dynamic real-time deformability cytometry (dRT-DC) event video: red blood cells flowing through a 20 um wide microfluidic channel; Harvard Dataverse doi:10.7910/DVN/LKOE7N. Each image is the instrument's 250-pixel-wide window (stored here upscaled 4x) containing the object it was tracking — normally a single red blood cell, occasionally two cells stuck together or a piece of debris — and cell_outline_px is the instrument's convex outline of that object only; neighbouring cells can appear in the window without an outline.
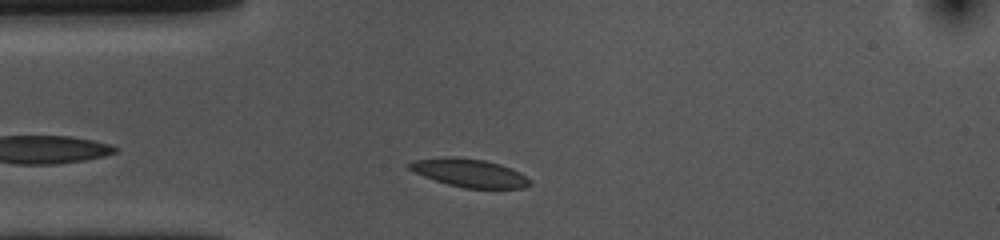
{"species": "common noctule bat (a hibernating species)", "species_latin": "Nyctalus noctula", "temperature_condition": "cold", "stored_images_in_passage": 35, "camera_frame_rate_fps": 3000, "um_per_image_px": 0.085, "animal": {"sex": "female", "body_mass_g": 10.0, "forearm_length_mm": 53.1}, "frame": {"image": 1, "passage_image": 4, "time_ms": 1.0, "image_size_px": [1000, 240], "cell_outline_px": [[532, 184], [524, 188], [464, 188], [448, 184], [424, 176], [408, 168], [408, 164], [416, 160], [444, 156], [448, 156], [484, 160], [500, 164], [512, 168], [520, 172], [532, 180]], "centroid_in_image_um": [39.96, 14.7], "position_along_channel_um": 45.0, "area_um2": 19.71}}
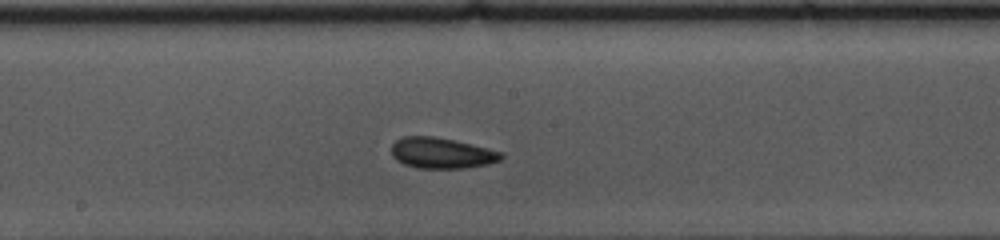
{"frame": {"image": 2, "passage_image": 19, "time_ms": 6.0, "image_size_px": [1000, 240], "cell_outline_px": [[504, 156], [500, 160], [488, 164], [464, 168], [416, 168], [404, 164], [396, 160], [392, 156], [392, 144], [396, 140], [404, 136], [436, 136], [456, 140], [504, 152]], "centroid_in_image_um": [37.55, 13.0], "position_along_channel_um": 210.7, "area_um2": 19.88}}
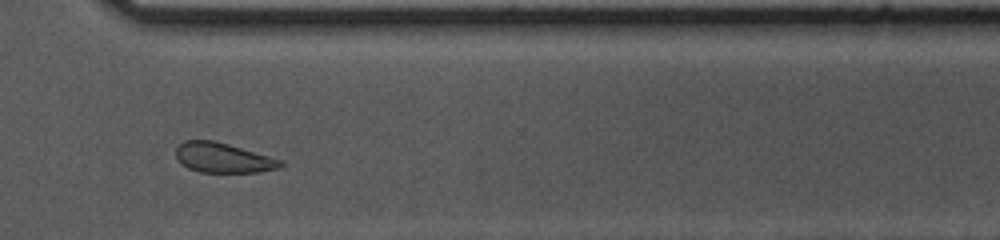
{"frame": {"image": 3, "passage_image": 31, "time_ms": 10.0, "image_size_px": [1000, 240], "cell_outline_px": [[284, 164], [276, 168], [256, 172], [200, 172], [188, 168], [180, 164], [176, 156], [176, 148], [184, 140], [212, 140], [228, 144], [284, 160]], "centroid_in_image_um": [18.94, 13.41], "position_along_channel_um": 351.7, "area_um2": 18.15}, "authors_computed_cell_mechanics": {"area_um2": 19.074, "velocity_mm_per_s": 3.5254, "shape_relaxation_time_tau1_ms": 5.2619, "shape_relaxation_time_tau2_ms": 2.759, "deformation_change_tau1": 0.1184, "deformation_change_tau2": 0.0985}}